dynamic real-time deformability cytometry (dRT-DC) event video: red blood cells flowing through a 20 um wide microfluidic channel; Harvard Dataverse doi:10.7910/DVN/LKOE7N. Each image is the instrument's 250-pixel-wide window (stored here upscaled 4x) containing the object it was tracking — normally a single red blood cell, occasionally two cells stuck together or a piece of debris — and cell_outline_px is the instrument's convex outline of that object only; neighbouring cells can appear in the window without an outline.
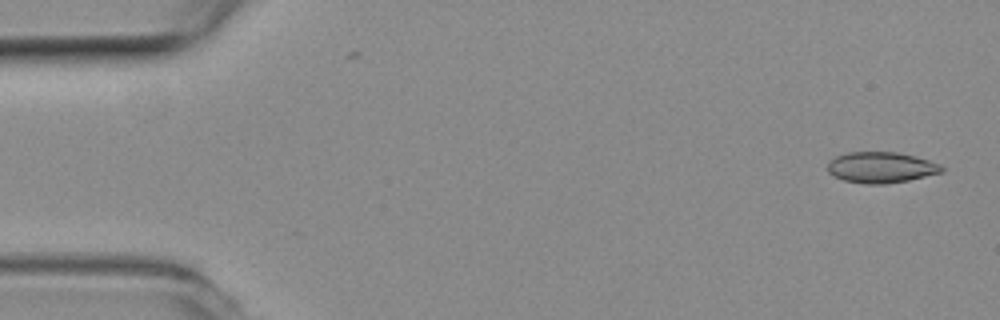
{"species": "common noctule bat (a hibernating species)", "species_latin": "Nyctalus noctula", "temperature_condition": "room temperature", "stored_images_in_passage": 53, "camera_frame_rate_fps": 3000, "um_per_image_px": 0.085, "animal": {"sex": "female", "body_mass_g": 19.3, "forearm_length_mm": 54.1}, "frame": {"image": 1, "passage_image": 1, "time_ms": 0.0, "image_size_px": [1000, 320], "cell_outline_px": [[944, 172], [908, 180], [884, 184], [864, 184], [844, 180], [832, 176], [828, 172], [828, 160], [836, 156], [848, 152], [896, 152], [916, 156], [940, 164], [944, 168]], "centroid_in_image_um": [74.87, 14.23], "position_along_channel_um": 10.1, "area_um2": 20.69}}
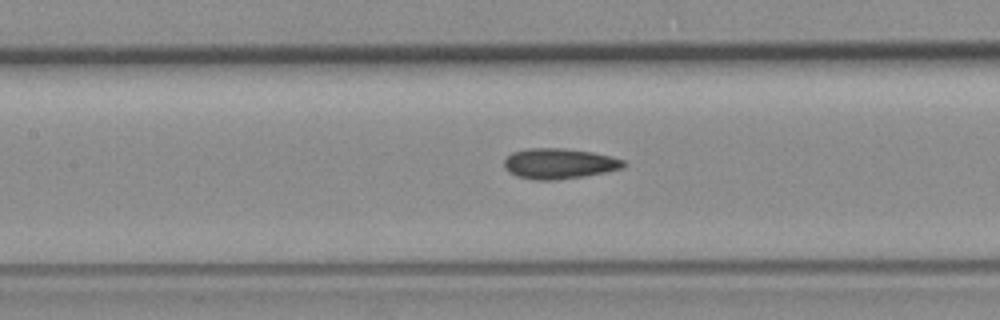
{"frame": {"image": 2, "passage_image": 23, "time_ms": 7.333, "image_size_px": [1000, 320], "cell_outline_px": [[628, 164], [624, 168], [608, 172], [584, 176], [556, 180], [536, 180], [516, 176], [508, 172], [504, 168], [504, 160], [512, 152], [528, 148], [564, 148], [592, 152], [624, 160]], "centroid_in_image_um": [47.53, 13.91], "position_along_channel_um": 159.9, "area_um2": 21.39}}
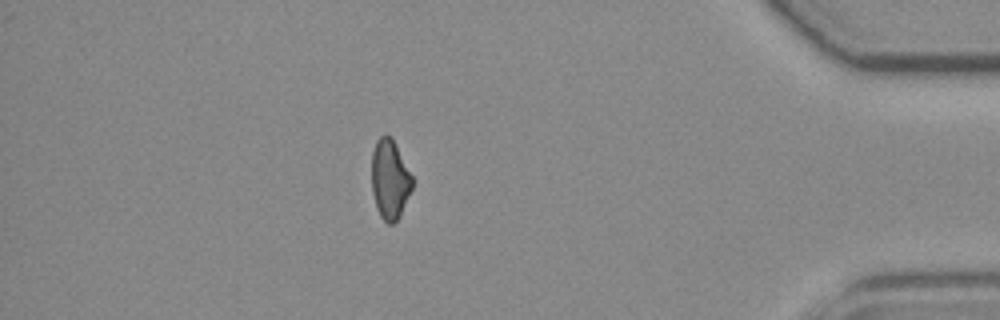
{"frame": {"image": 3, "passage_image": 46, "time_ms": 15.0, "image_size_px": [1000, 320], "cell_outline_px": [[412, 188], [400, 216], [392, 224], [388, 224], [380, 216], [376, 208], [372, 192], [372, 152], [376, 140], [384, 132], [392, 136], [412, 176]], "centroid_in_image_um": [33.12, 15.21], "position_along_channel_um": 402.1, "area_um2": 18.96}, "authors_computed_cell_mechanics": {"area_um2": 20.519, "velocity_mm_per_s": 3.7714, "shape_relaxation_time_tau1_ms": null, "shape_relaxation_time_tau2_ms": 3.1542, "deformation_change_tau1": null, "deformation_change_tau2": 0.0916}}